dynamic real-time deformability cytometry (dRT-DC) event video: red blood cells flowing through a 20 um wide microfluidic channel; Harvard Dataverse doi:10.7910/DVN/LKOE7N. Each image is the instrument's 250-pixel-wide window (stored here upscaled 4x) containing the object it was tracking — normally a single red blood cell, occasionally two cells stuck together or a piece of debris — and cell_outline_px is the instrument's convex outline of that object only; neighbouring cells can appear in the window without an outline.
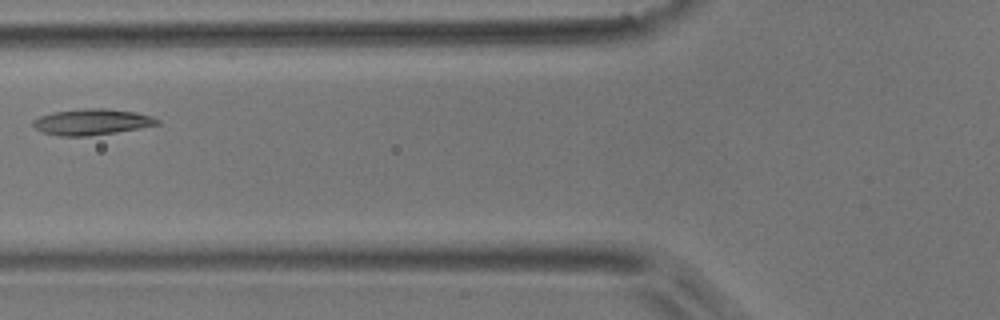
{"species": "common noctule bat (a hibernating species)", "species_latin": "Nyctalus noctula", "temperature_condition": "room temperature", "stored_images_in_passage": 4, "camera_frame_rate_fps": 3000, "um_per_image_px": 0.085, "animal": {"sex": "male", "body_mass_g": 17.9}, "frame": {"image": 1, "passage_image": 3, "time_ms": 2.333, "image_size_px": [1000, 320], "cell_outline_px": [[160, 124], [140, 128], [116, 132], [88, 136], [60, 136], [44, 132], [36, 128], [32, 124], [32, 120], [40, 116], [52, 112], [84, 108], [104, 108], [136, 112], [152, 116], [160, 120]], "centroid_in_image_um": [7.82, 10.35], "position_along_channel_um": 118.0, "area_um2": 18.84}}
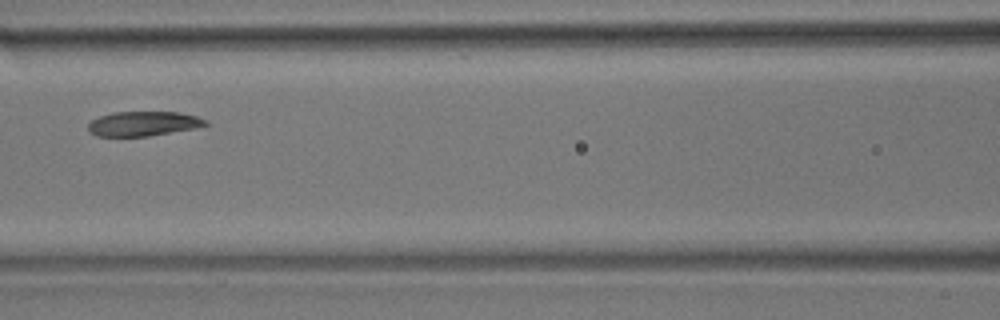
{"frame": {"image": 2, "passage_image": 4, "time_ms": 3.333, "image_size_px": [1000, 320], "cell_outline_px": [[208, 124], [196, 128], [148, 136], [96, 136], [88, 132], [88, 124], [92, 120], [100, 116], [112, 112], [180, 112], [196, 116], [208, 120]], "centroid_in_image_um": [12.17, 10.51], "position_along_channel_um": 154.4, "area_um2": 16.88}}